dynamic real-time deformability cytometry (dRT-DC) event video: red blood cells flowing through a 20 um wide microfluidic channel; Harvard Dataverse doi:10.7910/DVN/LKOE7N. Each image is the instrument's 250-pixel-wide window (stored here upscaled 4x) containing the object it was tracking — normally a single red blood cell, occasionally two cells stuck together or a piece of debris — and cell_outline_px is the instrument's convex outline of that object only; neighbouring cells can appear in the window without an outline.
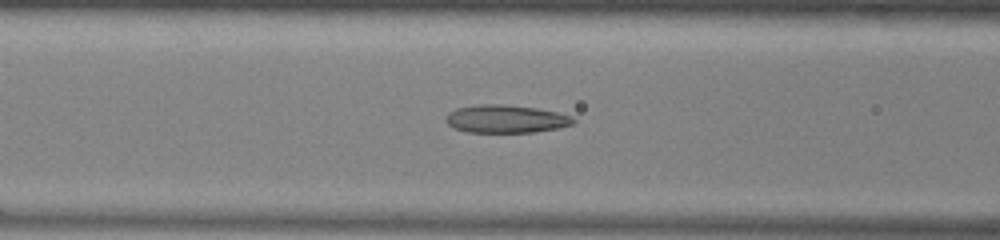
{"species": "common noctule bat (a hibernating species)", "species_latin": "Nyctalus noctula", "temperature_condition": "warm", "stored_images_in_passage": 15, "camera_frame_rate_fps": 3000, "um_per_image_px": 0.085, "animal": {"sex": "male", "body_mass_g": 13.0, "forearm_length_mm": 53.1}, "frame": {"image": 1, "passage_image": 10, "time_ms": 3.0, "image_size_px": [1000, 240], "cell_outline_px": [[576, 120], [572, 124], [560, 128], [532, 132], [468, 132], [452, 128], [444, 120], [444, 116], [448, 112], [456, 108], [480, 104], [500, 104], [536, 108], [556, 112], [568, 116]], "centroid_in_image_um": [42.92, 10.11], "position_along_channel_um": 123.7, "area_um2": 20.75}}
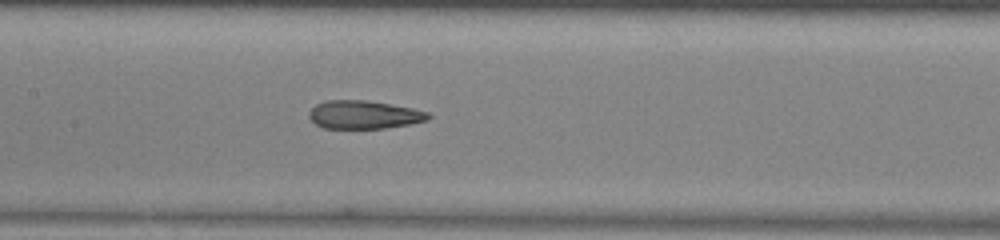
{"frame": {"image": 2, "passage_image": 14, "time_ms": 4.333, "image_size_px": [1000, 240], "cell_outline_px": [[432, 116], [428, 120], [408, 124], [384, 128], [324, 128], [316, 124], [308, 116], [308, 112], [316, 104], [328, 100], [368, 100], [412, 108], [428, 112]], "centroid_in_image_um": [30.93, 9.74], "position_along_channel_um": 176.5, "area_um2": 19.54}}